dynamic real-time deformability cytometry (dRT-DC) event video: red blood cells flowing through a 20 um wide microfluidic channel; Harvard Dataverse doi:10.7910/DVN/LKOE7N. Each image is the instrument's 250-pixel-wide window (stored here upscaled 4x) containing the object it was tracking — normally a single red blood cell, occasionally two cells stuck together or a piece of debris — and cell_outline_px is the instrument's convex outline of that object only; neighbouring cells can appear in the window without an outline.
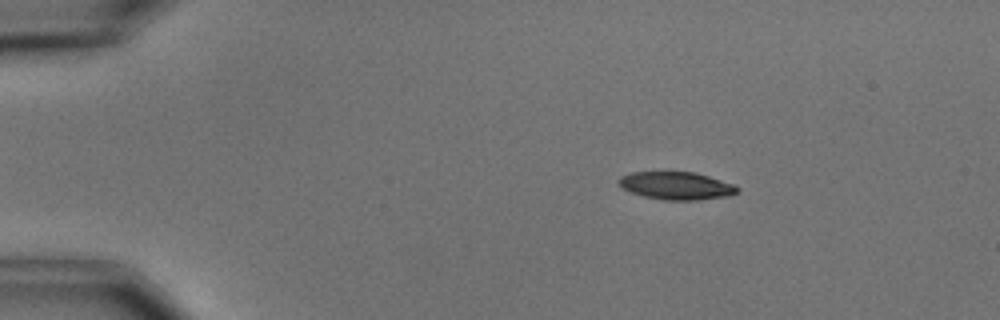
{"species": "common noctule bat (a hibernating species)", "species_latin": "Nyctalus noctula", "temperature_condition": "cold", "stored_images_in_passage": 4, "camera_frame_rate_fps": 3000, "um_per_image_px": 0.085, "animal": {"sex": "male", "body_mass_g": 15.6}, "frame": {"image": 1, "passage_image": 2, "time_ms": 1.0, "image_size_px": [1000, 320], "cell_outline_px": [[740, 188], [732, 196], [696, 200], [664, 200], [644, 196], [632, 192], [624, 188], [616, 180], [620, 176], [632, 172], [696, 172], [732, 184]], "centroid_in_image_um": [57.5, 15.78], "position_along_channel_um": 27.5, "area_um2": 19.07}}